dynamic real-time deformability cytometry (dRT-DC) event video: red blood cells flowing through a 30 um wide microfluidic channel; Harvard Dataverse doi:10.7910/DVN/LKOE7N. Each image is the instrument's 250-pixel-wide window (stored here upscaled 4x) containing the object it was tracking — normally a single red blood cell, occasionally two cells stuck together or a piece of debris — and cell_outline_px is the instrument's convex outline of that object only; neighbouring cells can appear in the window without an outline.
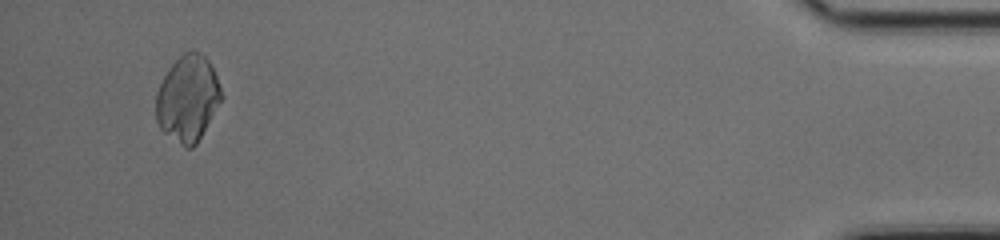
{"species": "common noctule bat (a hibernating species)", "species_latin": "Nyctalus noctula", "temperature_condition": "cold", "stored_images_in_passage": 37, "camera_frame_rate_fps": 3000, "um_per_image_px": 0.085, "animal": {"sex": "female", "body_mass_g": 17.0, "forearm_length_mm": 48.0}, "frame": {"image": 1, "passage_image": 35, "time_ms": 11.333, "image_size_px": [1000, 240], "cell_outline_px": [[224, 96], [196, 144], [192, 148], [184, 148], [164, 132], [160, 128], [156, 120], [156, 92], [168, 68], [184, 52], [200, 52], [208, 60], [216, 76]], "centroid_in_image_um": [15.95, 8.39], "position_along_channel_um": 419.2, "area_um2": 32.6}}